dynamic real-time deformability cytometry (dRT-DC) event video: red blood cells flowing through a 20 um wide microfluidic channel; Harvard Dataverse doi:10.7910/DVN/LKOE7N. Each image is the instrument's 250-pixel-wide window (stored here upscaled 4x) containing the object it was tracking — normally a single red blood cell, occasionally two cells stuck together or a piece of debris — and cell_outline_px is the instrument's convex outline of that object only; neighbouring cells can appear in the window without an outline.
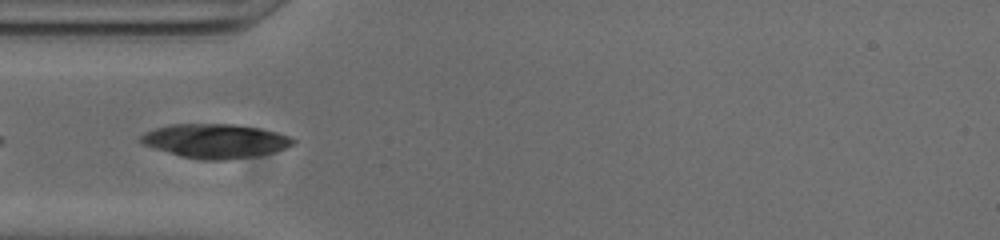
{"species": "common noctule bat (a hibernating species)", "species_latin": "Nyctalus noctula", "temperature_condition": "cold", "stored_images_in_passage": 9, "camera_frame_rate_fps": 3000, "um_per_image_px": 0.085, "animal": {"sex": "male", "body_mass_g": 20.0, "forearm_length_mm": 53.3}, "frame": {"image": 1, "passage_image": 1, "time_ms": 0.0, "image_size_px": [1000, 240], "cell_outline_px": [[296, 144], [284, 148], [268, 152], [228, 160], [200, 160], [180, 156], [144, 144], [140, 140], [140, 136], [144, 132], [156, 128], [172, 124], [236, 124], [260, 128], [288, 136], [296, 140]], "centroid_in_image_um": [18.27, 11.97], "position_along_channel_um": 66.7, "area_um2": 29.82}}